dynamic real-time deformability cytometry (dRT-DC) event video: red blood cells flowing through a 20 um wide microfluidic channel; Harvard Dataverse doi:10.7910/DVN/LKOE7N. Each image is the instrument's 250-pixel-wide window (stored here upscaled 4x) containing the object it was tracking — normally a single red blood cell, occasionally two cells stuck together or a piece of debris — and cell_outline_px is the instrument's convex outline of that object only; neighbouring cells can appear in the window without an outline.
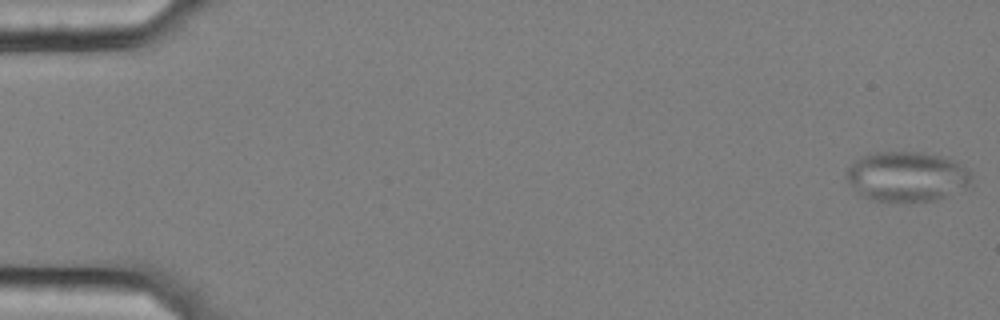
{"species": "common noctule bat (a hibernating species)", "species_latin": "Nyctalus noctula", "temperature_condition": "cold", "stored_images_in_passage": 57, "camera_frame_rate_fps": 3000, "um_per_image_px": 0.085, "animal": {"sex": "female", "body_mass_g": 25.1}, "frame": {"image": 1, "passage_image": 1, "time_ms": 0.0, "image_size_px": [1000, 320], "cell_outline_px": [[972, 180], [968, 184], [936, 200], [872, 200], [860, 196], [848, 184], [844, 172], [856, 160], [864, 156], [876, 152], [924, 152], [940, 156], [952, 160], [968, 168], [972, 176]], "centroid_in_image_um": [77.02, 14.98], "position_along_channel_um": 8.0, "area_um2": 35.89}}
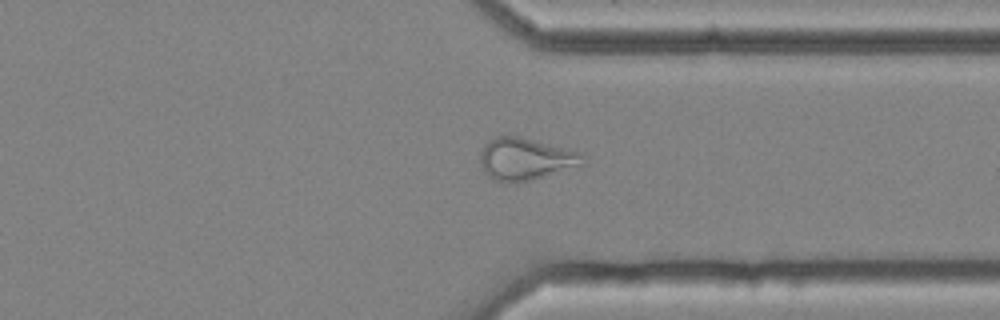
{"frame": {"image": 2, "passage_image": 44, "time_ms": 14.333, "image_size_px": [1000, 320], "cell_outline_px": [[588, 164], [532, 180], [516, 184], [504, 184], [492, 180], [484, 172], [480, 164], [480, 152], [484, 144], [488, 140], [496, 136], [516, 136], [584, 152]], "centroid_in_image_um": [44.7, 13.55], "position_along_channel_um": 366.7, "area_um2": 26.07}}
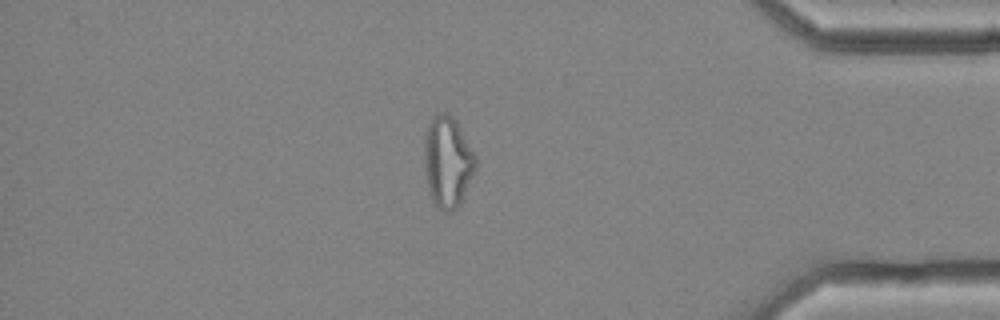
{"frame": {"image": 3, "passage_image": 49, "time_ms": 16.0, "image_size_px": [1000, 320], "cell_outline_px": [[476, 168], [456, 208], [452, 212], [444, 212], [436, 208], [432, 200], [428, 188], [424, 168], [424, 140], [428, 124], [440, 112], [448, 112], [456, 120], [476, 156]], "centroid_in_image_um": [38.02, 13.75], "position_along_channel_um": 397.2, "area_um2": 27.11}, "authors_computed_cell_mechanics": {"area_um2": 28.322, "velocity_mm_per_s": 3.5636, "shape_relaxation_time_tau1_ms": null, "shape_relaxation_time_tau2_ms": 1.6234, "deformation_change_tau1": null, "deformation_change_tau2": 0.0815}}